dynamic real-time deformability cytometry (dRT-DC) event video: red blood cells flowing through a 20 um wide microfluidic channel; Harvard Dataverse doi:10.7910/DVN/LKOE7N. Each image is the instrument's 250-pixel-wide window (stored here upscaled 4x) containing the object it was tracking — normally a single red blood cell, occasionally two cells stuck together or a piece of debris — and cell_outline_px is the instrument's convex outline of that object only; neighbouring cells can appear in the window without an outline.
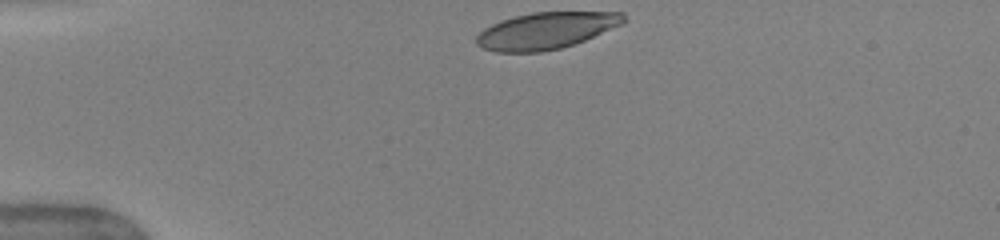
{"species": "human", "species_latin": "Homo sapiens", "temperature_condition": "warm", "stored_images_in_passage": 40, "camera_frame_rate_fps": 3000, "um_per_image_px": 0.085, "donor": {"sex": "female"}, "frame": {"image": 1, "passage_image": 1, "time_ms": 0.0, "image_size_px": [1000, 240], "cell_outline_px": [[624, 20], [620, 24], [584, 40], [560, 48], [540, 52], [496, 52], [484, 48], [476, 44], [476, 36], [484, 28], [500, 20], [532, 12], [624, 12]], "centroid_in_image_um": [46.35, 2.6], "position_along_channel_um": 38.6, "area_um2": 31.04}}
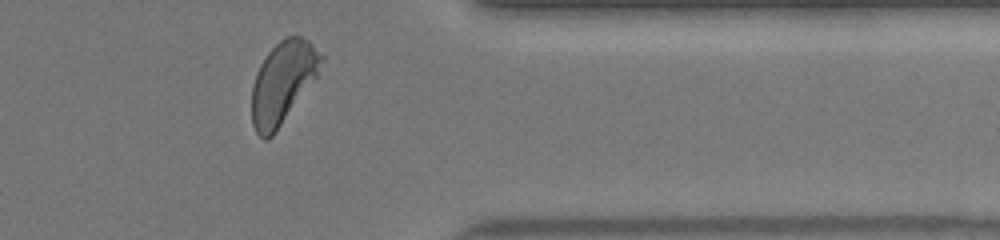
{"frame": {"image": 2, "passage_image": 37, "time_ms": 10.0, "image_size_px": [1000, 240], "cell_outline_px": [[324, 60], [316, 76], [272, 136], [268, 140], [264, 140], [256, 132], [252, 124], [252, 88], [260, 64], [268, 52], [280, 40], [288, 36], [300, 36], [308, 40], [324, 56]], "centroid_in_image_um": [24.03, 6.99], "position_along_channel_um": 387.4, "area_um2": 32.43}, "authors_computed_cell_mechanics": {"area_um2": 34.0731, "velocity_mm_per_s": 4.0222, "shape_relaxation_time_tau1_ms": 2.841, "shape_relaxation_time_tau2_ms": null, "deformation_change_tau1": 0.161, "deformation_change_tau2": null}}